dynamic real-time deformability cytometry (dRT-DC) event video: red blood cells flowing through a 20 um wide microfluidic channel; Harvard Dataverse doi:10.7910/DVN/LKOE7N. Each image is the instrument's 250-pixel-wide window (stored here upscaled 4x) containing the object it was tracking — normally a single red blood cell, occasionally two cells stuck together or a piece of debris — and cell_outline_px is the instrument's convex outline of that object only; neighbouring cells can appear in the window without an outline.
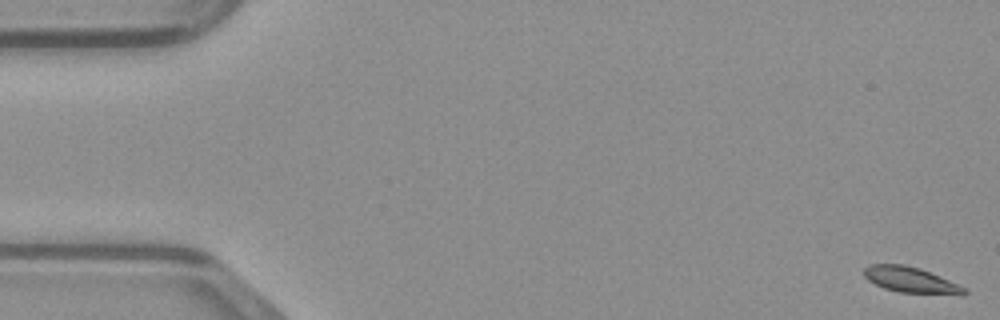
{"species": "common noctule bat (a hibernating species)", "species_latin": "Nyctalus noctula", "temperature_condition": "warm", "stored_images_in_passage": 49, "camera_frame_rate_fps": 3000, "um_per_image_px": 0.085, "animal": {"sex": "male", "body_mass_g": 23.1, "forearm_length_mm": 52.7}, "frame": {"image": 1, "passage_image": 1, "time_ms": 0.0, "image_size_px": [1000, 320], "cell_outline_px": [[968, 292], [964, 296], [900, 292], [884, 288], [868, 280], [864, 276], [864, 268], [868, 264], [904, 264], [920, 268], [960, 284]], "centroid_in_image_um": [77.47, 23.8], "position_along_channel_um": 7.5, "area_um2": 15.32}}
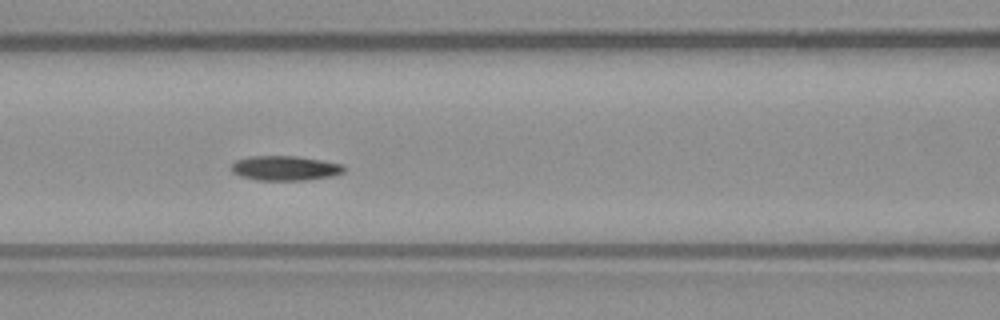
{"frame": {"image": 2, "passage_image": 21, "time_ms": 6.667, "image_size_px": [1000, 320], "cell_outline_px": [[348, 168], [344, 172], [332, 176], [308, 180], [256, 180], [240, 176], [232, 172], [232, 164], [236, 160], [248, 156], [296, 156], [344, 164]], "centroid_in_image_um": [24.26, 14.29], "position_along_channel_um": 142.3, "area_um2": 16.36}}
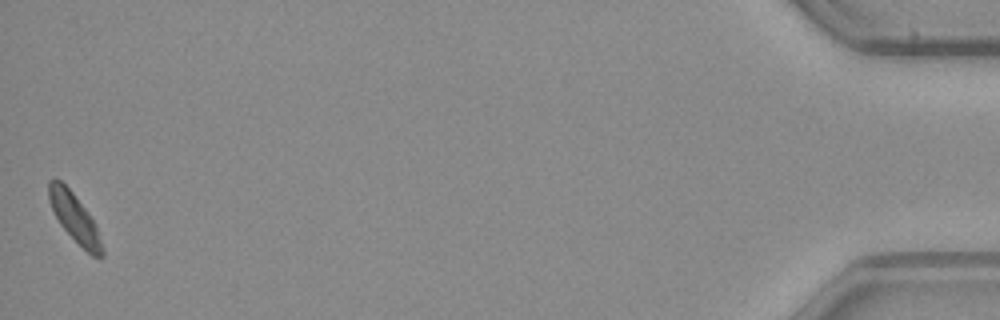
{"frame": {"image": 3, "passage_image": 49, "time_ms": 16.0, "image_size_px": [1000, 320], "cell_outline_px": [[104, 256], [92, 256], [60, 224], [48, 200], [48, 180], [60, 180], [72, 192], [84, 208], [92, 220], [96, 228], [104, 248]], "centroid_in_image_um": [6.32, 18.5], "position_along_channel_um": 428.9, "area_um2": 14.39}}